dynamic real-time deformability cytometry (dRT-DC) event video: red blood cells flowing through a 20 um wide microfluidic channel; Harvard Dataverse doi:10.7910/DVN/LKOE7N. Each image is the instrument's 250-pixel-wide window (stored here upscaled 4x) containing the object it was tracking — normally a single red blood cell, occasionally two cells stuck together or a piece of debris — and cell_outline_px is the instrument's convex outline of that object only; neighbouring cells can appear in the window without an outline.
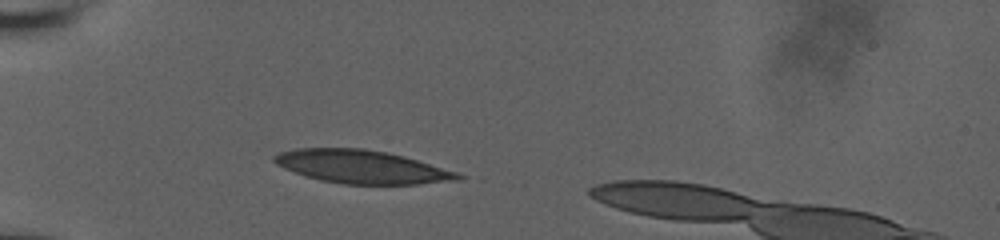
{"species": "human", "species_latin": "Homo sapiens", "temperature_condition": "room temperature", "stored_images_in_passage": 40, "camera_frame_rate_fps": 3000, "um_per_image_px": 0.085, "donor": {"sex": "male"}, "frame": {"image": 1, "passage_image": 5, "time_ms": 1.333, "image_size_px": [1000, 240], "cell_outline_px": [[468, 176], [460, 180], [416, 184], [344, 184], [320, 180], [284, 168], [276, 164], [272, 160], [272, 156], [276, 152], [296, 148], [364, 148], [388, 152], [404, 156], [460, 172]], "centroid_in_image_um": [30.79, 14.17], "position_along_channel_um": 54.2, "area_um2": 35.89}}
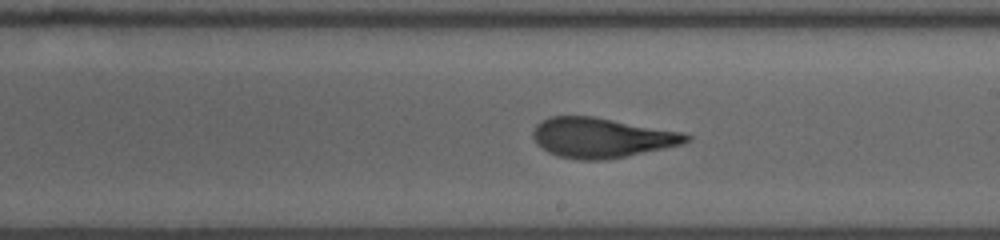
{"frame": {"image": 2, "passage_image": 21, "time_ms": 6.667, "image_size_px": [1000, 240], "cell_outline_px": [[692, 140], [684, 144], [604, 160], [580, 160], [556, 156], [548, 152], [536, 144], [532, 136], [532, 132], [536, 124], [552, 116], [592, 116], [684, 132], [692, 136]], "centroid_in_image_um": [51.14, 11.7], "position_along_channel_um": 237.9, "area_um2": 35.72}}
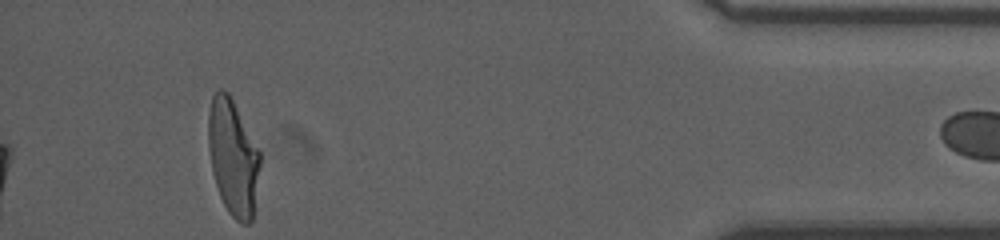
{"frame": {"image": 3, "passage_image": 39, "time_ms": 12.667, "image_size_px": [1000, 240], "cell_outline_px": [[260, 164], [252, 220], [248, 224], [240, 224], [228, 212], [220, 196], [212, 172], [208, 148], [208, 112], [212, 96], [220, 88], [228, 92], [260, 152]], "centroid_in_image_um": [19.79, 13.38], "position_along_channel_um": 415.4, "area_um2": 34.68}}